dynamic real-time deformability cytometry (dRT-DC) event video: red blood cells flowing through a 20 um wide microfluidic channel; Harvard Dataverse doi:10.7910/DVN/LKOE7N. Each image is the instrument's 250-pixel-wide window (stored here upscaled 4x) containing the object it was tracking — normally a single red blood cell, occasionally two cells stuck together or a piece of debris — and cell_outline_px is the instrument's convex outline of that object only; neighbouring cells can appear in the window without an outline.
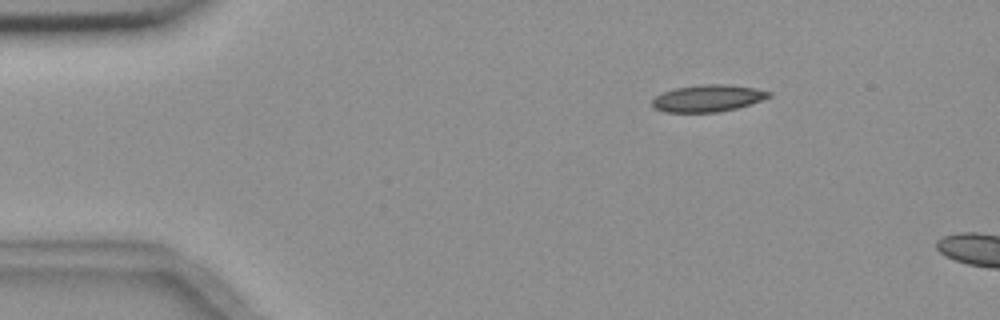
{"species": "common noctule bat (a hibernating species)", "species_latin": "Nyctalus noctula", "temperature_condition": "room temperature", "stored_images_in_passage": 3, "camera_frame_rate_fps": 3000, "um_per_image_px": 0.085, "animal": {"sex": "female", "body_mass_g": 18.4}, "frame": {"image": 1, "passage_image": 2, "time_ms": 2.0, "image_size_px": [1000, 320], "cell_outline_px": [[772, 96], [736, 108], [720, 112], [664, 112], [656, 108], [652, 104], [652, 100], [660, 92], [676, 88], [700, 84], [728, 84], [756, 88], [772, 92]], "centroid_in_image_um": [60.16, 8.34], "position_along_channel_um": 24.8, "area_um2": 18.32}}